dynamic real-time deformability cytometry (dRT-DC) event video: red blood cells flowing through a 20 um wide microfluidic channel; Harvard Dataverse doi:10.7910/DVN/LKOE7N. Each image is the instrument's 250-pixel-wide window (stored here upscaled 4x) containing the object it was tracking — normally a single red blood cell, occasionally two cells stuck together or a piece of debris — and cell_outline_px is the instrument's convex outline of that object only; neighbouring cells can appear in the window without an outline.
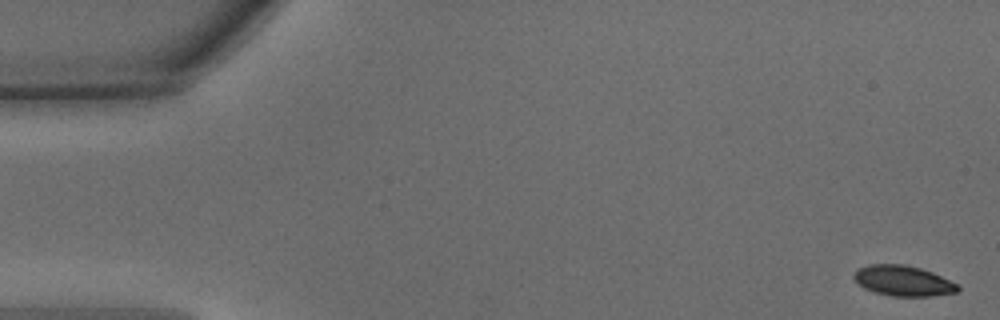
{"species": "common noctule bat (a hibernating species)", "species_latin": "Nyctalus noctula", "temperature_condition": "warm", "stored_images_in_passage": 47, "camera_frame_rate_fps": 3000, "um_per_image_px": 0.085, "animal": {"sex": "male", "body_mass_g": 15.6}, "frame": {"image": 1, "passage_image": 1, "time_ms": 0.0, "image_size_px": [1000, 320], "cell_outline_px": [[960, 288], [956, 292], [932, 296], [892, 296], [872, 292], [856, 284], [852, 276], [856, 268], [868, 264], [904, 264], [920, 268], [932, 272], [960, 284]], "centroid_in_image_um": [76.72, 23.86], "position_along_channel_um": 8.3, "area_um2": 18.79}}
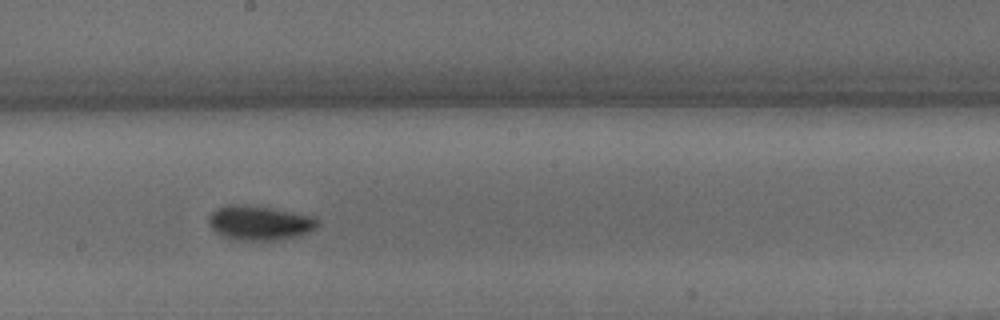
{"frame": {"image": 2, "passage_image": 26, "time_ms": 8.333, "image_size_px": [1000, 320], "cell_outline_px": [[316, 228], [300, 236], [276, 240], [236, 240], [224, 236], [216, 232], [208, 224], [208, 216], [216, 208], [228, 204], [248, 204], [272, 208], [312, 216], [316, 220]], "centroid_in_image_um": [22.01, 18.93], "position_along_channel_um": 226.2, "area_um2": 21.91}}
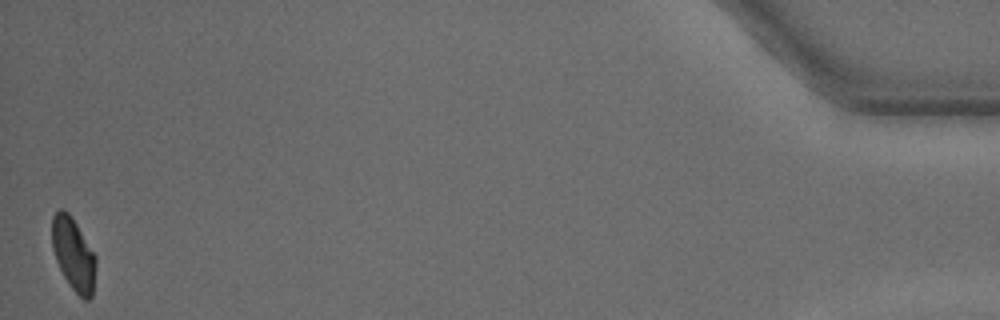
{"frame": {"image": 3, "passage_image": 47, "time_ms": 15.333, "image_size_px": [1000, 320], "cell_outline_px": [[96, 264], [92, 296], [88, 300], [84, 300], [68, 284], [56, 260], [52, 248], [52, 216], [60, 208], [64, 208], [68, 212], [76, 224], [96, 256]], "centroid_in_image_um": [6.24, 21.6], "position_along_channel_um": 429.0, "area_um2": 18.44}, "authors_computed_cell_mechanics": {"area_um2": 19.7098, "velocity_mm_per_s": 4.2459, "shape_relaxation_time_tau1_ms": 2.5763, "shape_relaxation_time_tau2_ms": null, "deformation_change_tau1": 0.1049, "deformation_change_tau2": null}}